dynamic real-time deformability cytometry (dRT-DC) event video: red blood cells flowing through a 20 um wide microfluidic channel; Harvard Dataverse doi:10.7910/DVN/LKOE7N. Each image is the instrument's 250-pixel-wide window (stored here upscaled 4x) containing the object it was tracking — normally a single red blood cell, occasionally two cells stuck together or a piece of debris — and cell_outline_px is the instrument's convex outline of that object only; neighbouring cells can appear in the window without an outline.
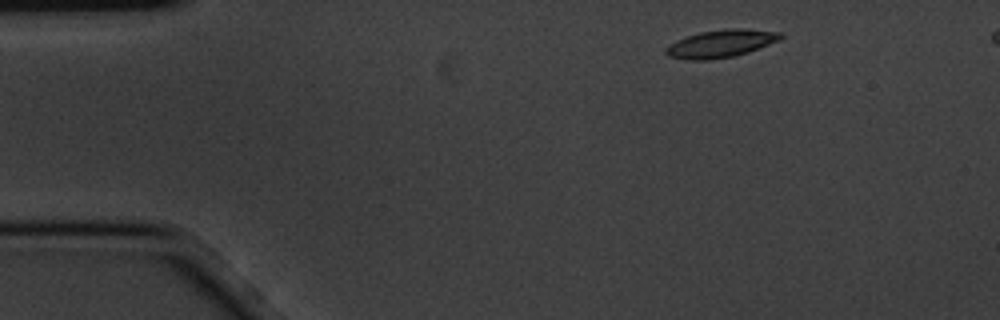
{"species": "common noctule bat (a hibernating species)", "species_latin": "Nyctalus noctula", "temperature_condition": "cold", "stored_images_in_passage": 4, "segment_of_instrument_passage": [1, 2], "camera_frame_rate_fps": 3000, "um_per_image_px": 0.085, "animal": {"sex": "male", "body_mass_g": 20.1, "forearm_length_mm": 53.5}, "frame": {"image": 1, "passage_image": 1, "time_ms": 0.0, "image_size_px": [1000, 320], "cell_outline_px": [[784, 36], [780, 40], [748, 52], [732, 56], [708, 60], [688, 60], [668, 56], [664, 52], [664, 48], [668, 44], [676, 40], [700, 32], [724, 28], [744, 28], [780, 32]], "centroid_in_image_um": [61.25, 3.7], "position_along_channel_um": 23.7, "area_um2": 18.61}}